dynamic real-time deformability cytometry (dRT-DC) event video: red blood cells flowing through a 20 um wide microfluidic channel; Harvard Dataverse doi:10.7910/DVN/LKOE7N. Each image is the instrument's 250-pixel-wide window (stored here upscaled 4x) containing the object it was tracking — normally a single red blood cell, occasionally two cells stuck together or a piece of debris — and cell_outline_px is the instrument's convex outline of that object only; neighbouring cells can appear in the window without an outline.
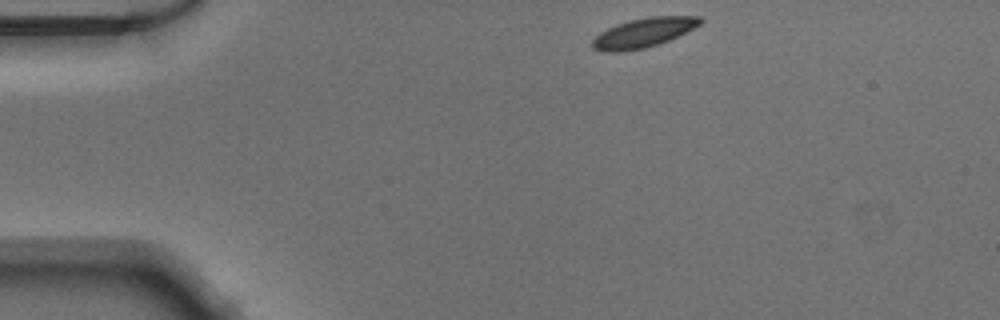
{"species": "Egyptian fruit bat (a non-hibernating species)", "species_latin": "Rousettus aegyptiacus", "temperature_condition": "warm", "stored_images_in_passage": 42, "camera_frame_rate_fps": 3000, "um_per_image_px": 0.085, "animal": {"sex": "male"}, "frame": {"image": 1, "passage_image": 1, "time_ms": 0.0, "image_size_px": [1000, 320], "cell_outline_px": [[704, 20], [700, 24], [668, 40], [644, 48], [620, 52], [608, 52], [592, 48], [592, 40], [600, 32], [616, 24], [648, 16], [700, 16]], "centroid_in_image_um": [54.67, 2.77], "position_along_channel_um": 30.3, "area_um2": 18.15}}
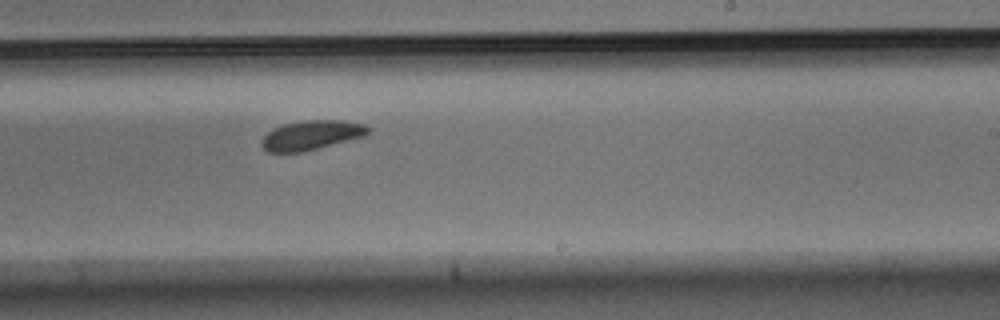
{"frame": {"image": 2, "passage_image": 23, "time_ms": 7.333, "image_size_px": [1000, 320], "cell_outline_px": [[368, 132], [364, 136], [304, 152], [268, 152], [260, 144], [260, 140], [272, 128], [284, 124], [304, 120], [340, 120], [364, 124], [368, 128]], "centroid_in_image_um": [26.42, 11.49], "position_along_channel_um": 262.6, "area_um2": 18.21}}
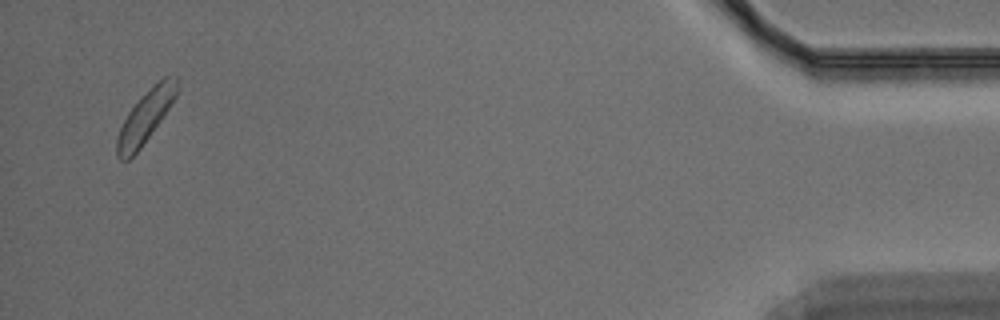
{"frame": {"image": 3, "passage_image": 41, "time_ms": 13.333, "image_size_px": [1000, 320], "cell_outline_px": [[180, 80], [176, 96], [160, 120], [140, 148], [128, 160], [120, 160], [116, 156], [116, 140], [120, 128], [128, 112], [164, 76], [176, 76]], "centroid_in_image_um": [12.36, 9.95], "position_along_channel_um": 422.8, "area_um2": 17.46}}